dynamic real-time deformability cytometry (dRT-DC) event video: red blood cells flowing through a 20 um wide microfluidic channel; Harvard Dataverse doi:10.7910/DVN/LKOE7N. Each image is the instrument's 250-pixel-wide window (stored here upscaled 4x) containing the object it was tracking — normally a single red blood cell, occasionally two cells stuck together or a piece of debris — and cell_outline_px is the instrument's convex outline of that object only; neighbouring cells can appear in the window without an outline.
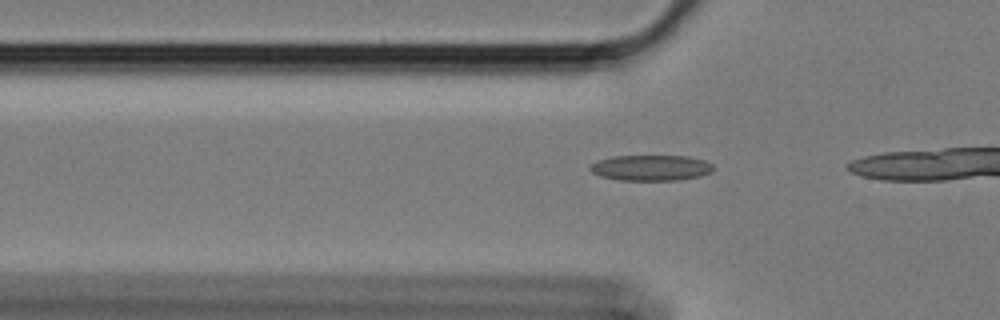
{"species": "Egyptian fruit bat (a non-hibernating species)", "species_latin": "Rousettus aegyptiacus", "temperature_condition": "cold", "stored_images_in_passage": 15, "camera_frame_rate_fps": 3000, "um_per_image_px": 0.085, "animal": {"sex": "female"}, "frame": {"image": 1, "passage_image": 9, "time_ms": 2.667, "image_size_px": [1000, 320], "cell_outline_px": [[712, 172], [700, 176], [680, 180], [620, 180], [600, 176], [592, 172], [588, 168], [596, 160], [612, 156], [688, 156], [704, 160], [712, 164]], "centroid_in_image_um": [55.31, 14.26], "position_along_channel_um": 70.5, "area_um2": 18.5}}
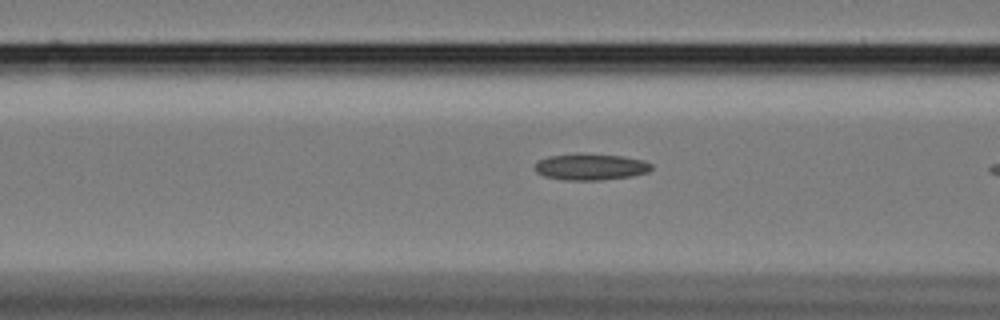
{"frame": {"image": 2, "passage_image": 13, "time_ms": 4.0, "image_size_px": [1000, 320], "cell_outline_px": [[652, 168], [648, 172], [632, 176], [600, 180], [564, 180], [544, 176], [536, 172], [536, 160], [548, 156], [620, 156], [644, 160], [652, 164]], "centroid_in_image_um": [50.22, 14.23], "position_along_channel_um": 116.4, "area_um2": 17.17}}